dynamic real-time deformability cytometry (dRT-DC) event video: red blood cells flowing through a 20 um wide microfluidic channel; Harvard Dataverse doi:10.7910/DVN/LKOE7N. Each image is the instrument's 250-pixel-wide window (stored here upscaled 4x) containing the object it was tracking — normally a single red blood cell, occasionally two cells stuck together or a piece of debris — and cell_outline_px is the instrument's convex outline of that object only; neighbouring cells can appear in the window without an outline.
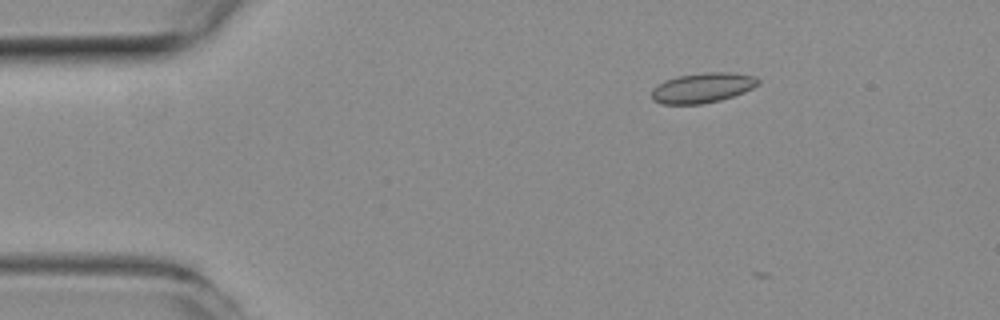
{"species": "common noctule bat (a hibernating species)", "species_latin": "Nyctalus noctula", "temperature_condition": "room temperature", "stored_images_in_passage": 2, "camera_frame_rate_fps": 3000, "um_per_image_px": 0.085, "animal": {"sex": "female", "body_mass_g": 19.3, "forearm_length_mm": 54.1}, "frame": {"image": 1, "passage_image": 1, "time_ms": 0.0, "image_size_px": [1000, 320], "cell_outline_px": [[760, 84], [744, 92], [720, 100], [700, 104], [664, 104], [652, 100], [652, 88], [664, 80], [676, 76], [704, 72], [732, 72], [756, 76], [760, 80]], "centroid_in_image_um": [59.72, 7.45], "position_along_channel_um": 25.3, "area_um2": 18.79}}